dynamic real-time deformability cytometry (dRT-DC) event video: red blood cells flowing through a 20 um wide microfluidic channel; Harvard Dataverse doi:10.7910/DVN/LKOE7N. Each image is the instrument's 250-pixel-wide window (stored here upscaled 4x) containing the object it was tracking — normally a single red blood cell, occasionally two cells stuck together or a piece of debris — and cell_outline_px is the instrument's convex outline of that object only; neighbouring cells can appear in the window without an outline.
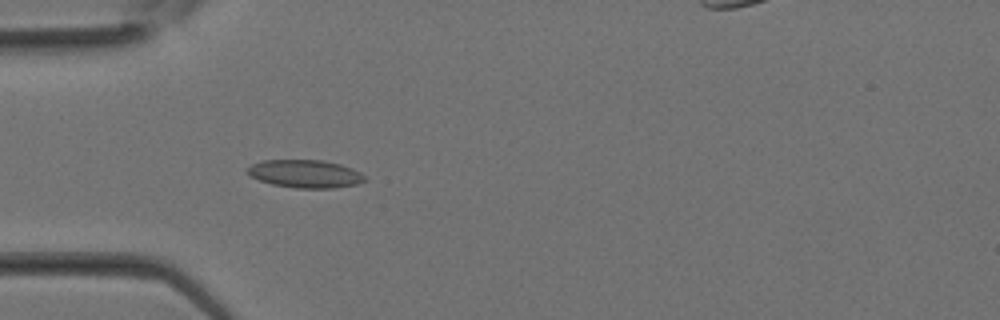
{"species": "Egyptian fruit bat (a non-hibernating species)", "species_latin": "Rousettus aegyptiacus", "temperature_condition": "room temperature", "stored_images_in_passage": 30, "camera_frame_rate_fps": 3000, "um_per_image_px": 0.085, "animal": {"sex": "female"}, "frame": {"image": 1, "passage_image": 10, "time_ms": 3.0, "image_size_px": [1000, 320], "cell_outline_px": [[368, 180], [356, 184], [332, 188], [296, 188], [272, 184], [248, 176], [244, 168], [252, 164], [264, 160], [324, 160], [340, 164], [352, 168], [360, 172]], "centroid_in_image_um": [25.91, 14.77], "position_along_channel_um": 59.1, "area_um2": 19.25}}
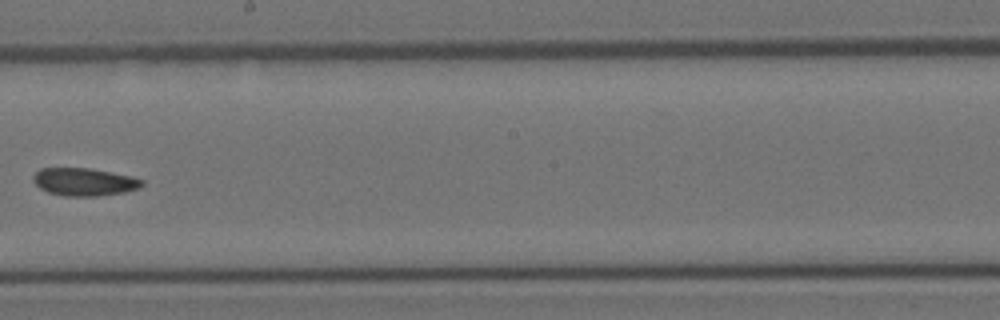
{"frame": {"image": 2, "passage_image": 19, "time_ms": 6.0, "image_size_px": [1000, 320], "cell_outline_px": [[144, 184], [140, 188], [124, 192], [96, 196], [64, 196], [48, 192], [40, 188], [32, 180], [32, 176], [40, 168], [92, 168], [128, 176], [144, 180]], "centroid_in_image_um": [7.14, 15.46], "position_along_channel_um": 241.1, "area_um2": 17.57}}
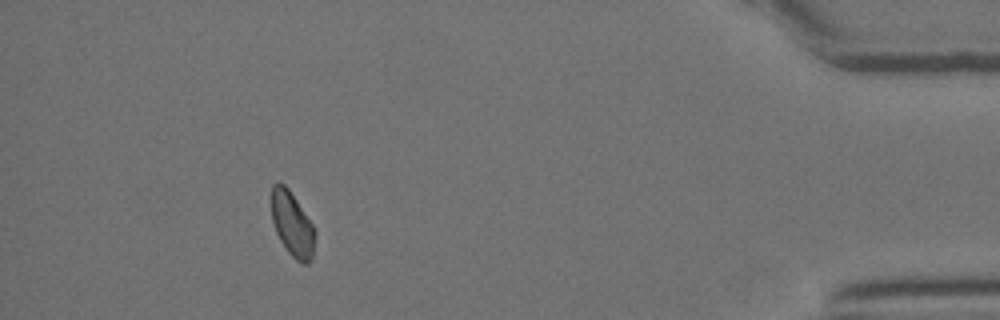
{"frame": {"image": 3, "passage_image": 30, "time_ms": 9.667, "image_size_px": [1000, 320], "cell_outline_px": [[316, 236], [312, 260], [308, 264], [300, 264], [288, 252], [280, 240], [276, 232], [272, 220], [272, 184], [276, 180], [284, 184], [288, 188], [316, 228]], "centroid_in_image_um": [24.87, 19.07], "position_along_channel_um": 410.3, "area_um2": 16.7}}